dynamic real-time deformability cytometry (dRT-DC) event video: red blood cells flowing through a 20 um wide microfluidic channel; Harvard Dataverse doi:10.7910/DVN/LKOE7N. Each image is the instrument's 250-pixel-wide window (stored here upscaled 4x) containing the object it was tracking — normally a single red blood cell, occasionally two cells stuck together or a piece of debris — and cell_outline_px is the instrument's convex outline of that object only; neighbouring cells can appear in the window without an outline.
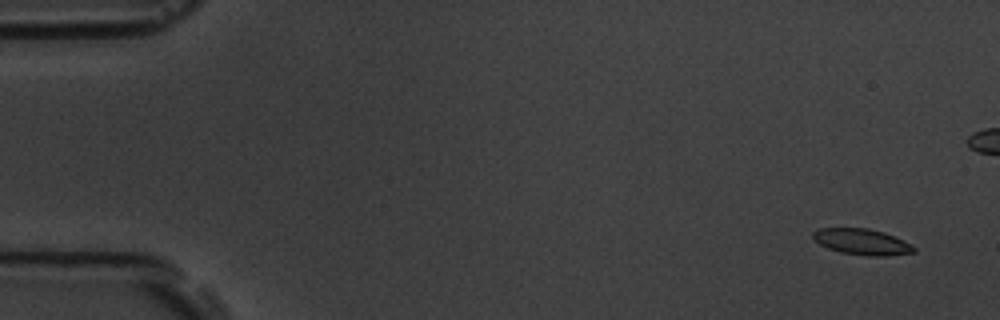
{"species": "common noctule bat (a hibernating species)", "species_latin": "Nyctalus noctula", "temperature_condition": "room temperature", "stored_images_in_passage": 5, "camera_frame_rate_fps": 3000, "um_per_image_px": 0.085, "animal": {"sex": "male", "body_mass_g": 19.5, "forearm_length_mm": 54.6}, "frame": {"image": 1, "passage_image": 1, "time_ms": 0.0, "image_size_px": [1000, 320], "cell_outline_px": [[916, 252], [884, 256], [872, 256], [840, 252], [828, 248], [820, 244], [812, 236], [812, 232], [816, 228], [868, 228], [884, 232], [912, 244], [916, 248]], "centroid_in_image_um": [73.27, 20.54], "position_along_channel_um": 11.7, "area_um2": 15.26}}